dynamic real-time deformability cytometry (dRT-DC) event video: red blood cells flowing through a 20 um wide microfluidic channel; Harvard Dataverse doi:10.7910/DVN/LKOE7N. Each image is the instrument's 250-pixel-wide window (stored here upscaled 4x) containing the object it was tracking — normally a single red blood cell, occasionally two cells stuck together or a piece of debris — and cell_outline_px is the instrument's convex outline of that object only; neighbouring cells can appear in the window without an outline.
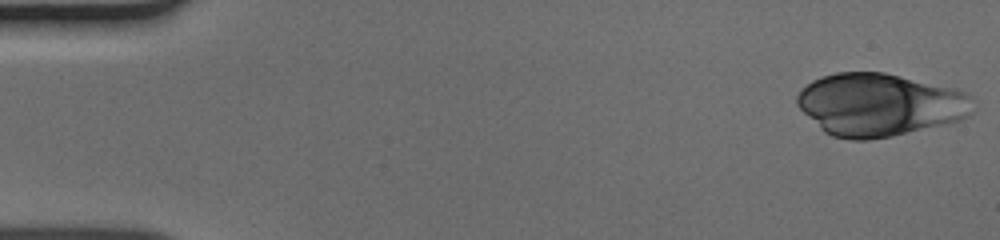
{"species": "human", "species_latin": "Homo sapiens", "temperature_condition": "cold", "stored_images_in_passage": 49, "camera_frame_rate_fps": 3000, "um_per_image_px": 0.085, "donor": {"sex": "male"}, "frame": {"image": 1, "passage_image": 1, "time_ms": 0.0, "image_size_px": [1000, 240], "cell_outline_px": [[972, 112], [968, 116], [960, 120], [892, 136], [868, 140], [848, 140], [832, 136], [824, 132], [796, 104], [796, 96], [812, 80], [836, 72], [884, 72], [956, 88], [968, 92], [972, 96]], "centroid_in_image_um": [74.79, 8.89], "position_along_channel_um": 10.2, "area_um2": 64.27}}
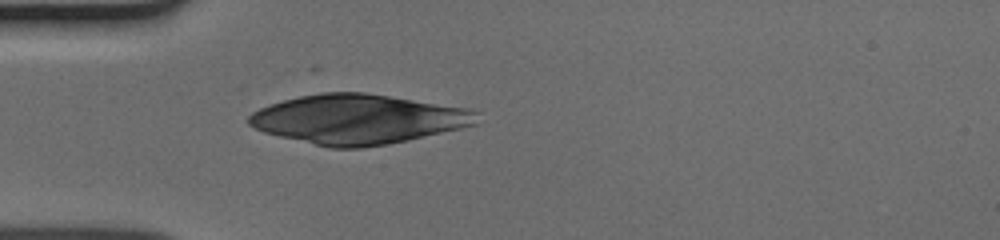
{"frame": {"image": 2, "passage_image": 14, "time_ms": 4.333, "image_size_px": [1000, 240], "cell_outline_px": [[480, 112], [476, 124], [460, 128], [408, 140], [360, 148], [328, 148], [264, 132], [248, 124], [248, 116], [252, 112], [260, 108], [284, 100], [300, 96], [320, 92], [364, 92], [468, 108]], "centroid_in_image_um": [30.43, 10.13], "position_along_channel_um": 54.6, "area_um2": 65.49}}